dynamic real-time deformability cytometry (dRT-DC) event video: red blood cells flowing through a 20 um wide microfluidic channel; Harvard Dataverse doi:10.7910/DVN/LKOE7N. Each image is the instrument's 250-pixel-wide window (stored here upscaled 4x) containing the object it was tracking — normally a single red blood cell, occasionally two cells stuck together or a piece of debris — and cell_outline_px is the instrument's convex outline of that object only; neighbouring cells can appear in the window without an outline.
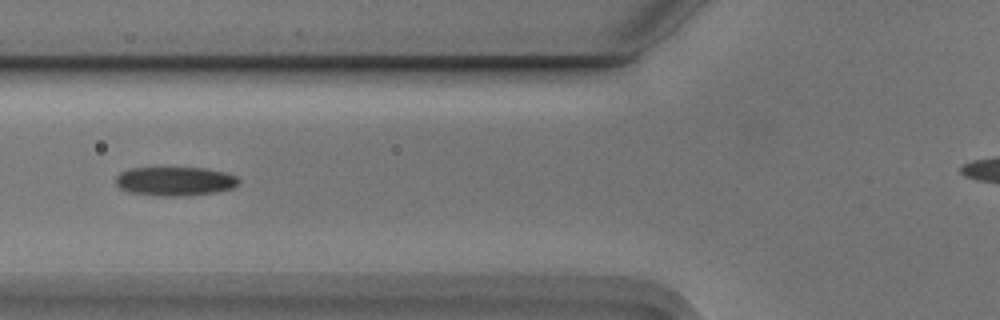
{"species": "Egyptian fruit bat (a non-hibernating species)", "species_latin": "Rousettus aegyptiacus", "temperature_condition": "cold", "stored_images_in_passage": 8, "camera_frame_rate_fps": 3000, "um_per_image_px": 0.085, "animal": {"sex": "male"}, "frame": {"image": 1, "passage_image": 5, "time_ms": 1.333, "image_size_px": [1000, 320], "cell_outline_px": [[240, 184], [232, 188], [216, 192], [184, 196], [156, 196], [128, 192], [120, 188], [116, 184], [116, 176], [120, 172], [128, 168], [208, 168], [228, 172], [236, 176], [240, 180]], "centroid_in_image_um": [14.9, 15.4], "position_along_channel_um": 110.9, "area_um2": 21.1}}
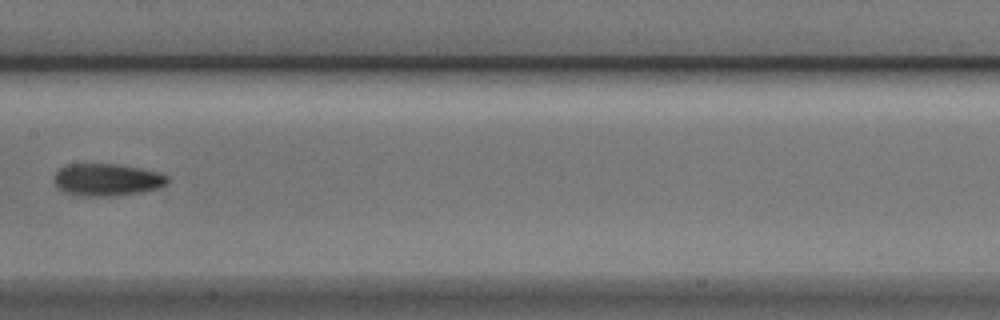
{"frame": {"image": 2, "passage_image": 7, "time_ms": 2.0, "image_size_px": [1000, 320], "cell_outline_px": [[168, 184], [144, 192], [112, 196], [72, 196], [56, 188], [52, 180], [52, 176], [60, 168], [68, 164], [116, 164], [140, 168], [160, 172], [168, 176]], "centroid_in_image_um": [9.04, 15.29], "position_along_channel_um": 198.4, "area_um2": 21.79}}
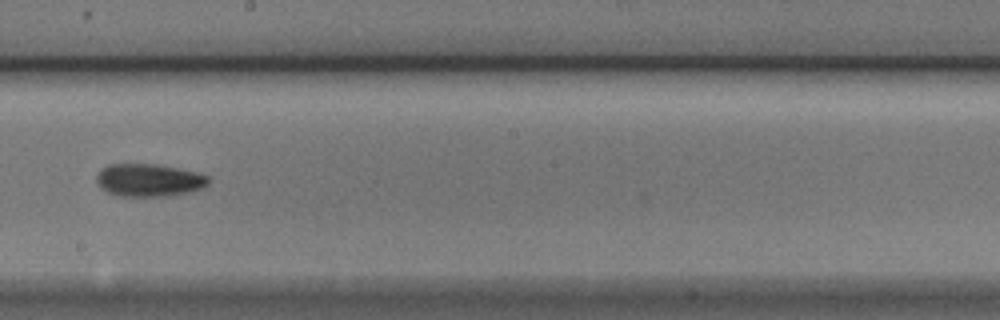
{"frame": {"image": 3, "passage_image": 8, "time_ms": 2.333, "image_size_px": [1000, 320], "cell_outline_px": [[208, 184], [204, 188], [192, 192], [168, 196], [116, 196], [100, 188], [96, 180], [96, 176], [100, 168], [108, 164], [156, 164], [200, 172], [208, 176]], "centroid_in_image_um": [12.67, 15.31], "position_along_channel_um": 235.5, "area_um2": 21.73}}